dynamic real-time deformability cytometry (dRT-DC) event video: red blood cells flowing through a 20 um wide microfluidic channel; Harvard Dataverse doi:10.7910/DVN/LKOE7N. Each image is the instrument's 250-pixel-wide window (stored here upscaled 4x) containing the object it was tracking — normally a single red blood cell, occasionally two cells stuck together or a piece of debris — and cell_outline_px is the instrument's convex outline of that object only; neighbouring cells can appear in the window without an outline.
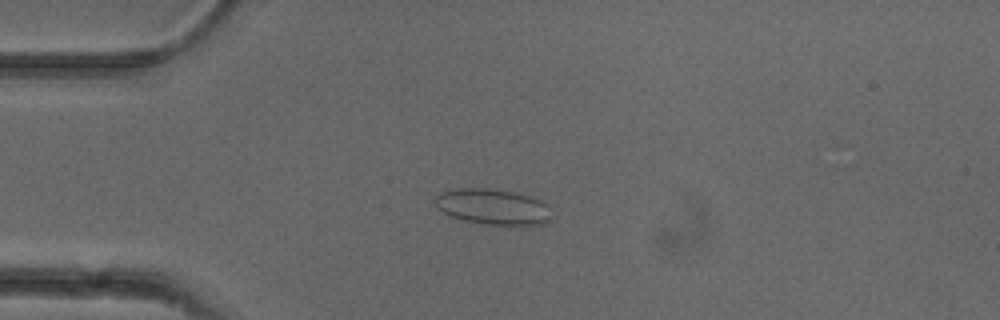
{"species": "common noctule bat (a hibernating species)", "species_latin": "Nyctalus noctula", "temperature_condition": "cold", "stored_images_in_passage": 52, "camera_frame_rate_fps": 3000, "um_per_image_px": 0.085, "animal": {"sex": "female"}, "frame": {"image": 1, "passage_image": 13, "time_ms": 4.0, "image_size_px": [1000, 320], "cell_outline_px": [[552, 220], [544, 224], [520, 228], [480, 224], [460, 220], [448, 216], [432, 200], [440, 192], [456, 188], [488, 188], [512, 192], [532, 196], [548, 204]], "centroid_in_image_um": [41.95, 17.63], "position_along_channel_um": 43.1, "area_um2": 25.37}}
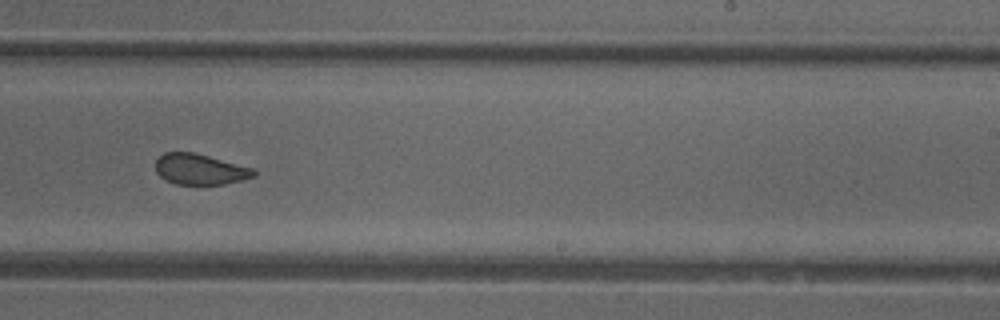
{"frame": {"image": 2, "passage_image": 32, "time_ms": 10.333, "image_size_px": [1000, 320], "cell_outline_px": [[256, 176], [224, 184], [176, 184], [164, 180], [156, 172], [156, 160], [164, 152], [196, 152], [252, 168], [256, 172]], "centroid_in_image_um": [16.97, 14.38], "position_along_channel_um": 272.0, "area_um2": 17.57}}
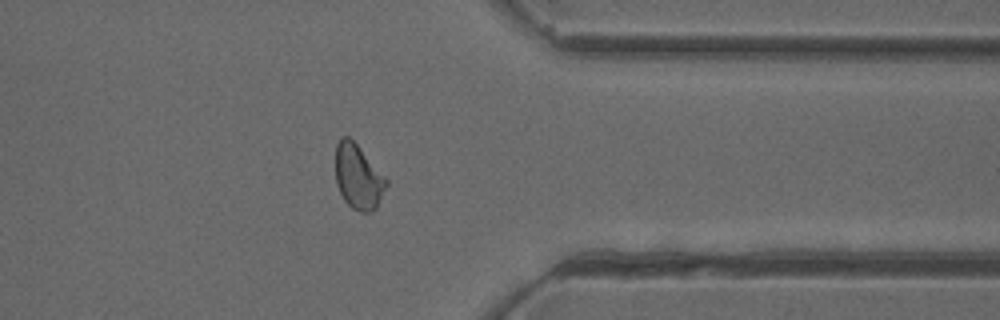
{"frame": {"image": 3, "passage_image": 41, "time_ms": 13.333, "image_size_px": [1000, 320], "cell_outline_px": [[388, 184], [376, 208], [372, 212], [364, 212], [352, 208], [344, 200], [336, 184], [336, 144], [340, 136], [348, 136], [356, 144], [388, 180]], "centroid_in_image_um": [30.44, 15.04], "position_along_channel_um": 381.0, "area_um2": 18.96}, "authors_computed_cell_mechanics": {"area_um2": 19.8254, "velocity_mm_per_s": 3.9441, "shape_relaxation_time_tau1_ms": null, "shape_relaxation_time_tau2_ms": 1.2609, "deformation_change_tau1": null, "deformation_change_tau2": 0.0776}}